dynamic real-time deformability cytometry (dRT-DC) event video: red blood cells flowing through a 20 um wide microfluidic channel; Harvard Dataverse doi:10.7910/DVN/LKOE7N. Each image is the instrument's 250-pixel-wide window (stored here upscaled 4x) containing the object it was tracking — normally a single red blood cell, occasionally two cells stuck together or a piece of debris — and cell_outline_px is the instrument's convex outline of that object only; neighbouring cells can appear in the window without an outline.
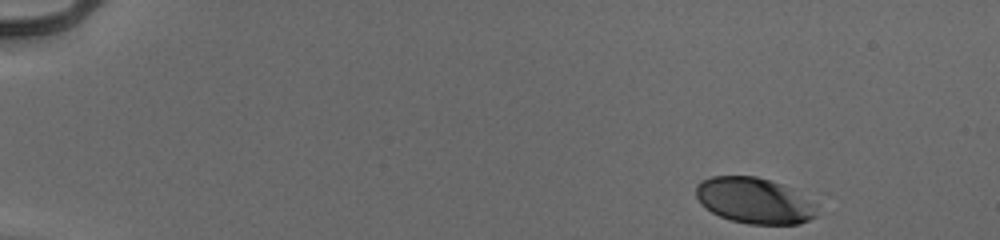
{"species": "human", "species_latin": "Homo sapiens", "temperature_condition": "cold", "stored_images_in_passage": 43, "camera_frame_rate_fps": 3000, "um_per_image_px": 0.085, "donor": {"sex": "male"}, "frame": {"image": 1, "passage_image": 1, "time_ms": 0.0, "image_size_px": [1000, 240], "cell_outline_px": [[816, 216], [800, 224], [748, 224], [732, 220], [720, 216], [712, 212], [700, 204], [696, 196], [696, 184], [700, 180], [712, 176], [756, 176], [780, 184], [816, 204]], "centroid_in_image_um": [64.06, 17.06], "position_along_channel_um": 20.9, "area_um2": 32.02}}
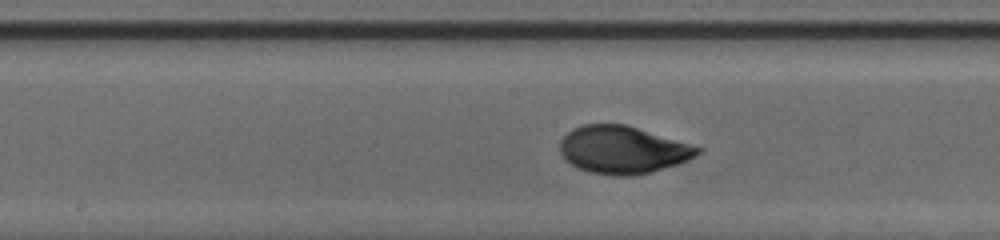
{"frame": {"image": 2, "passage_image": 25, "time_ms": 8.0, "image_size_px": [1000, 240], "cell_outline_px": [[704, 148], [696, 156], [680, 164], [632, 176], [612, 176], [588, 172], [576, 168], [564, 160], [560, 152], [560, 140], [572, 128], [584, 124], [624, 124]], "centroid_in_image_um": [52.9, 12.75], "position_along_channel_um": 195.3, "area_um2": 38.32}}
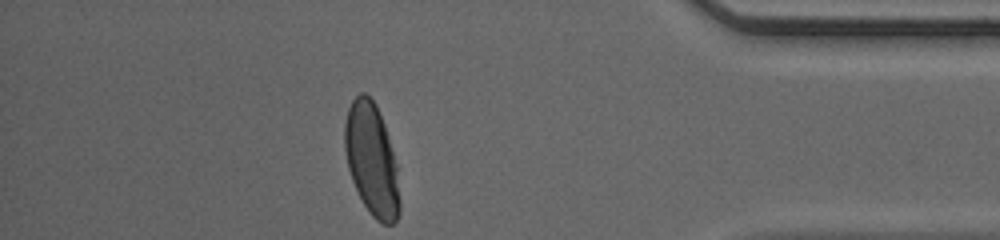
{"frame": {"image": 3, "passage_image": 43, "time_ms": 14.0, "image_size_px": [1000, 240], "cell_outline_px": [[400, 212], [396, 220], [392, 224], [384, 224], [376, 220], [372, 216], [364, 204], [352, 180], [348, 168], [344, 148], [344, 124], [348, 108], [352, 100], [360, 92], [364, 92], [376, 104], [384, 124], [396, 164], [400, 200]], "centroid_in_image_um": [31.58, 13.57], "position_along_channel_um": 403.6, "area_um2": 35.72}, "authors_computed_cell_mechanics": {"area_um2": 36.992, "velocity_mm_per_s": 3.9383, "shape_relaxation_time_tau1_ms": 2.937, "shape_relaxation_time_tau2_ms": null, "deformation_change_tau1": 0.142, "deformation_change_tau2": null}}